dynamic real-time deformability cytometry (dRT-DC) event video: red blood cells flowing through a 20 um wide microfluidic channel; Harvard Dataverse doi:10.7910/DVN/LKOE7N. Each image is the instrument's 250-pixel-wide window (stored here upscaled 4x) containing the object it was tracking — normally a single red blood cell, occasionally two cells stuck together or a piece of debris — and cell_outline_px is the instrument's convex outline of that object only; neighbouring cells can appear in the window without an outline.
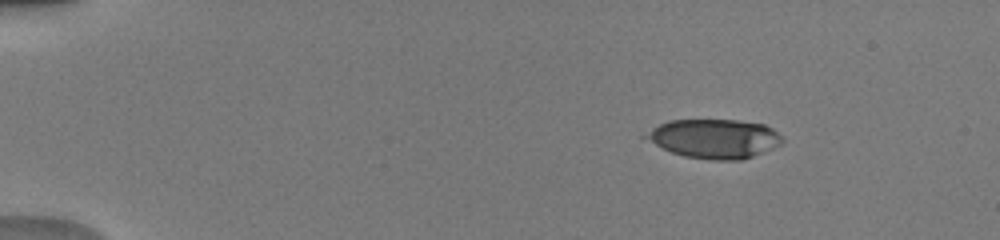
{"species": "human", "species_latin": "Homo sapiens", "temperature_condition": "warm", "stored_images_in_passage": 44, "camera_frame_rate_fps": 3000, "um_per_image_px": 0.085, "donor": {"sex": "male"}, "frame": {"image": 1, "passage_image": 1, "time_ms": 0.0, "image_size_px": [1000, 240], "cell_outline_px": [[784, 140], [780, 144], [772, 148], [752, 156], [740, 160], [712, 160], [684, 156], [672, 152], [640, 136], [652, 128], [668, 120], [736, 120], [764, 124], [772, 128]], "centroid_in_image_um": [60.7, 11.78], "position_along_channel_um": 24.3, "area_um2": 30.87}}
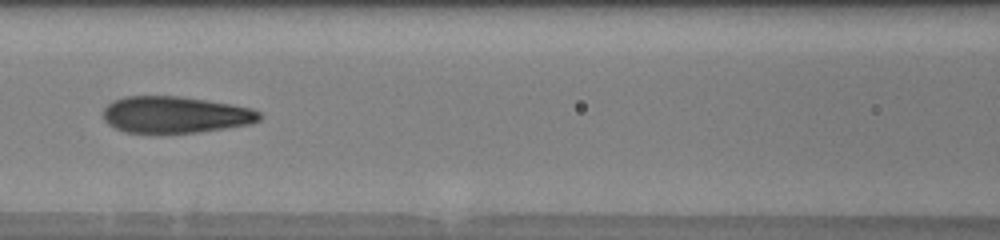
{"frame": {"image": 2, "passage_image": 18, "time_ms": 5.667, "image_size_px": [1000, 240], "cell_outline_px": [[264, 116], [260, 120], [252, 124], [196, 132], [160, 136], [124, 132], [108, 124], [104, 120], [104, 108], [112, 100], [128, 96], [180, 96], [252, 108], [260, 112]], "centroid_in_image_um": [14.87, 9.79], "position_along_channel_um": 151.7, "area_um2": 34.16}}
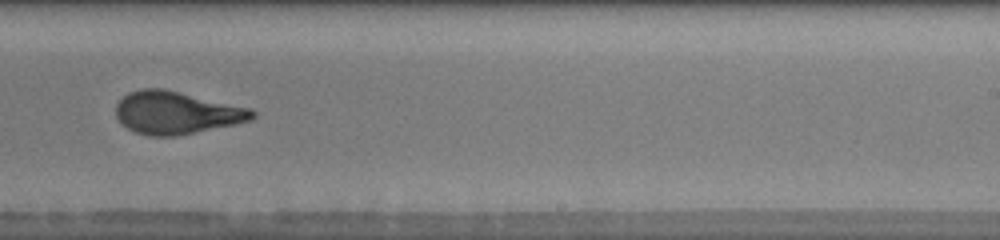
{"frame": {"image": 3, "passage_image": 27, "time_ms": 8.667, "image_size_px": [1000, 240], "cell_outline_px": [[256, 116], [252, 120], [236, 124], [176, 136], [148, 136], [136, 132], [128, 128], [116, 116], [116, 104], [128, 92], [140, 88], [164, 88], [252, 108], [256, 112]], "centroid_in_image_um": [15.03, 9.57], "position_along_channel_um": 274.0, "area_um2": 34.04}, "authors_computed_cell_mechanics": {"area_um2": 33.2928, "velocity_mm_per_s": 4.0881, "shape_relaxation_time_tau1_ms": 4.7275, "shape_relaxation_time_tau2_ms": 1.0023, "deformation_change_tau1": 0.2144, "deformation_change_tau2": 0.092}}